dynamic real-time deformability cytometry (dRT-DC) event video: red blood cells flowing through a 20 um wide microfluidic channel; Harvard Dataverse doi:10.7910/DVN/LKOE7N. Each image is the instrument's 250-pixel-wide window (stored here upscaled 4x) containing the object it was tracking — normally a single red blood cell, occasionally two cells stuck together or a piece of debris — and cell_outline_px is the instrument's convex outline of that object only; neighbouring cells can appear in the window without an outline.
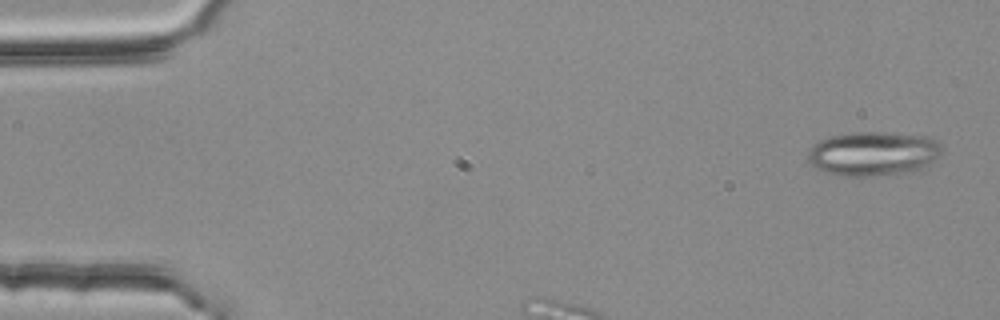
{"species": "common noctule bat (a hibernating species)", "species_latin": "Nyctalus noctula", "temperature_condition": "room temperature", "stored_images_in_passage": 3, "camera_frame_rate_fps": 3000, "um_per_image_px": 0.085, "animal": {"sex": "female", "body_mass_g": 25.1}, "frame": {"image": 1, "passage_image": 1, "time_ms": 0.0, "image_size_px": [1000, 320], "cell_outline_px": [[940, 156], [936, 160], [924, 168], [916, 172], [872, 176], [844, 176], [824, 172], [812, 168], [808, 160], [808, 152], [812, 144], [828, 136], [852, 132], [884, 132], [932, 136], [940, 144]], "centroid_in_image_um": [74.23, 13.06], "position_along_channel_um": 10.8, "area_um2": 35.37}}